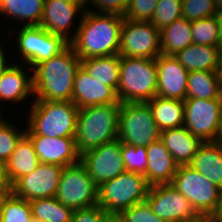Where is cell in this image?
Segmentation results:
<instances>
[{
	"mask_svg": "<svg viewBox=\"0 0 222 222\" xmlns=\"http://www.w3.org/2000/svg\"><path fill=\"white\" fill-rule=\"evenodd\" d=\"M90 9L80 15L74 39L69 44L81 60L118 54L123 15Z\"/></svg>",
	"mask_w": 222,
	"mask_h": 222,
	"instance_id": "1",
	"label": "cell"
},
{
	"mask_svg": "<svg viewBox=\"0 0 222 222\" xmlns=\"http://www.w3.org/2000/svg\"><path fill=\"white\" fill-rule=\"evenodd\" d=\"M81 65L69 44L59 54L32 69L34 100L72 101L74 77Z\"/></svg>",
	"mask_w": 222,
	"mask_h": 222,
	"instance_id": "2",
	"label": "cell"
},
{
	"mask_svg": "<svg viewBox=\"0 0 222 222\" xmlns=\"http://www.w3.org/2000/svg\"><path fill=\"white\" fill-rule=\"evenodd\" d=\"M120 106L92 105L78 110L75 143L80 156L118 138Z\"/></svg>",
	"mask_w": 222,
	"mask_h": 222,
	"instance_id": "3",
	"label": "cell"
},
{
	"mask_svg": "<svg viewBox=\"0 0 222 222\" xmlns=\"http://www.w3.org/2000/svg\"><path fill=\"white\" fill-rule=\"evenodd\" d=\"M26 133L46 137H75L79 108L72 101L33 100Z\"/></svg>",
	"mask_w": 222,
	"mask_h": 222,
	"instance_id": "4",
	"label": "cell"
},
{
	"mask_svg": "<svg viewBox=\"0 0 222 222\" xmlns=\"http://www.w3.org/2000/svg\"><path fill=\"white\" fill-rule=\"evenodd\" d=\"M155 59L121 57L117 96L121 103L148 102L157 92Z\"/></svg>",
	"mask_w": 222,
	"mask_h": 222,
	"instance_id": "5",
	"label": "cell"
},
{
	"mask_svg": "<svg viewBox=\"0 0 222 222\" xmlns=\"http://www.w3.org/2000/svg\"><path fill=\"white\" fill-rule=\"evenodd\" d=\"M171 185L191 203L199 216H218L222 206V189L203 174L189 165H181Z\"/></svg>",
	"mask_w": 222,
	"mask_h": 222,
	"instance_id": "6",
	"label": "cell"
},
{
	"mask_svg": "<svg viewBox=\"0 0 222 222\" xmlns=\"http://www.w3.org/2000/svg\"><path fill=\"white\" fill-rule=\"evenodd\" d=\"M149 185L143 174L125 171L98 186L97 204L106 213H119L145 201Z\"/></svg>",
	"mask_w": 222,
	"mask_h": 222,
	"instance_id": "7",
	"label": "cell"
},
{
	"mask_svg": "<svg viewBox=\"0 0 222 222\" xmlns=\"http://www.w3.org/2000/svg\"><path fill=\"white\" fill-rule=\"evenodd\" d=\"M118 139L122 144L144 147L160 139V131L147 102L121 103Z\"/></svg>",
	"mask_w": 222,
	"mask_h": 222,
	"instance_id": "8",
	"label": "cell"
},
{
	"mask_svg": "<svg viewBox=\"0 0 222 222\" xmlns=\"http://www.w3.org/2000/svg\"><path fill=\"white\" fill-rule=\"evenodd\" d=\"M16 51L18 62H25L28 70H32L39 63L49 60L59 54L68 45L63 37L54 35L40 26H19L17 32ZM31 69H30V68Z\"/></svg>",
	"mask_w": 222,
	"mask_h": 222,
	"instance_id": "9",
	"label": "cell"
},
{
	"mask_svg": "<svg viewBox=\"0 0 222 222\" xmlns=\"http://www.w3.org/2000/svg\"><path fill=\"white\" fill-rule=\"evenodd\" d=\"M98 187L79 161L63 168L55 198L63 205L83 209L97 205Z\"/></svg>",
	"mask_w": 222,
	"mask_h": 222,
	"instance_id": "10",
	"label": "cell"
},
{
	"mask_svg": "<svg viewBox=\"0 0 222 222\" xmlns=\"http://www.w3.org/2000/svg\"><path fill=\"white\" fill-rule=\"evenodd\" d=\"M221 123L222 99L184 100V126L202 142H214Z\"/></svg>",
	"mask_w": 222,
	"mask_h": 222,
	"instance_id": "11",
	"label": "cell"
},
{
	"mask_svg": "<svg viewBox=\"0 0 222 222\" xmlns=\"http://www.w3.org/2000/svg\"><path fill=\"white\" fill-rule=\"evenodd\" d=\"M160 30L150 21L124 19L121 27L120 57L156 59L160 54Z\"/></svg>",
	"mask_w": 222,
	"mask_h": 222,
	"instance_id": "12",
	"label": "cell"
},
{
	"mask_svg": "<svg viewBox=\"0 0 222 222\" xmlns=\"http://www.w3.org/2000/svg\"><path fill=\"white\" fill-rule=\"evenodd\" d=\"M80 161L97 187L126 171L118 138L85 152Z\"/></svg>",
	"mask_w": 222,
	"mask_h": 222,
	"instance_id": "13",
	"label": "cell"
},
{
	"mask_svg": "<svg viewBox=\"0 0 222 222\" xmlns=\"http://www.w3.org/2000/svg\"><path fill=\"white\" fill-rule=\"evenodd\" d=\"M146 200L153 212L165 222H184L199 215L191 203L171 184L150 186Z\"/></svg>",
	"mask_w": 222,
	"mask_h": 222,
	"instance_id": "14",
	"label": "cell"
},
{
	"mask_svg": "<svg viewBox=\"0 0 222 222\" xmlns=\"http://www.w3.org/2000/svg\"><path fill=\"white\" fill-rule=\"evenodd\" d=\"M63 168L55 164L40 163L32 173L20 177L11 186V192L27 201L55 197Z\"/></svg>",
	"mask_w": 222,
	"mask_h": 222,
	"instance_id": "15",
	"label": "cell"
},
{
	"mask_svg": "<svg viewBox=\"0 0 222 222\" xmlns=\"http://www.w3.org/2000/svg\"><path fill=\"white\" fill-rule=\"evenodd\" d=\"M83 0H45L44 10L38 26L48 32L63 37L67 42L74 39L71 31L73 20L76 15L84 13ZM70 32L72 34H70Z\"/></svg>",
	"mask_w": 222,
	"mask_h": 222,
	"instance_id": "16",
	"label": "cell"
},
{
	"mask_svg": "<svg viewBox=\"0 0 222 222\" xmlns=\"http://www.w3.org/2000/svg\"><path fill=\"white\" fill-rule=\"evenodd\" d=\"M158 82L156 95L162 98L184 101L188 74L174 55L160 54L156 59Z\"/></svg>",
	"mask_w": 222,
	"mask_h": 222,
	"instance_id": "17",
	"label": "cell"
},
{
	"mask_svg": "<svg viewBox=\"0 0 222 222\" xmlns=\"http://www.w3.org/2000/svg\"><path fill=\"white\" fill-rule=\"evenodd\" d=\"M26 135L31 139L41 163L66 167L80 161L75 137L54 138L36 135L35 133H26Z\"/></svg>",
	"mask_w": 222,
	"mask_h": 222,
	"instance_id": "18",
	"label": "cell"
},
{
	"mask_svg": "<svg viewBox=\"0 0 222 222\" xmlns=\"http://www.w3.org/2000/svg\"><path fill=\"white\" fill-rule=\"evenodd\" d=\"M72 102L79 109L92 105L121 104L112 87L92 78L81 65L74 77Z\"/></svg>",
	"mask_w": 222,
	"mask_h": 222,
	"instance_id": "19",
	"label": "cell"
},
{
	"mask_svg": "<svg viewBox=\"0 0 222 222\" xmlns=\"http://www.w3.org/2000/svg\"><path fill=\"white\" fill-rule=\"evenodd\" d=\"M147 166L143 174L149 186L171 184L179 165L158 139L146 147Z\"/></svg>",
	"mask_w": 222,
	"mask_h": 222,
	"instance_id": "20",
	"label": "cell"
},
{
	"mask_svg": "<svg viewBox=\"0 0 222 222\" xmlns=\"http://www.w3.org/2000/svg\"><path fill=\"white\" fill-rule=\"evenodd\" d=\"M26 65H20V63L13 62L4 71L0 78V102L14 103L17 105L21 101H24L30 95H34L33 92V79L32 70L25 72ZM24 68V69H23ZM28 96V97H27Z\"/></svg>",
	"mask_w": 222,
	"mask_h": 222,
	"instance_id": "21",
	"label": "cell"
},
{
	"mask_svg": "<svg viewBox=\"0 0 222 222\" xmlns=\"http://www.w3.org/2000/svg\"><path fill=\"white\" fill-rule=\"evenodd\" d=\"M160 139L179 166L189 165L203 144L185 126L161 131Z\"/></svg>",
	"mask_w": 222,
	"mask_h": 222,
	"instance_id": "22",
	"label": "cell"
},
{
	"mask_svg": "<svg viewBox=\"0 0 222 222\" xmlns=\"http://www.w3.org/2000/svg\"><path fill=\"white\" fill-rule=\"evenodd\" d=\"M40 163L31 139L25 134L5 163L6 175L11 186L20 177L32 173Z\"/></svg>",
	"mask_w": 222,
	"mask_h": 222,
	"instance_id": "23",
	"label": "cell"
},
{
	"mask_svg": "<svg viewBox=\"0 0 222 222\" xmlns=\"http://www.w3.org/2000/svg\"><path fill=\"white\" fill-rule=\"evenodd\" d=\"M189 166L222 189V150L215 142H203Z\"/></svg>",
	"mask_w": 222,
	"mask_h": 222,
	"instance_id": "24",
	"label": "cell"
},
{
	"mask_svg": "<svg viewBox=\"0 0 222 222\" xmlns=\"http://www.w3.org/2000/svg\"><path fill=\"white\" fill-rule=\"evenodd\" d=\"M147 103L160 132L184 126V101L156 95Z\"/></svg>",
	"mask_w": 222,
	"mask_h": 222,
	"instance_id": "25",
	"label": "cell"
},
{
	"mask_svg": "<svg viewBox=\"0 0 222 222\" xmlns=\"http://www.w3.org/2000/svg\"><path fill=\"white\" fill-rule=\"evenodd\" d=\"M175 57L188 71H216L219 63L218 47L190 44Z\"/></svg>",
	"mask_w": 222,
	"mask_h": 222,
	"instance_id": "26",
	"label": "cell"
},
{
	"mask_svg": "<svg viewBox=\"0 0 222 222\" xmlns=\"http://www.w3.org/2000/svg\"><path fill=\"white\" fill-rule=\"evenodd\" d=\"M45 0H0V15L22 23V26H38ZM24 23H23V22Z\"/></svg>",
	"mask_w": 222,
	"mask_h": 222,
	"instance_id": "27",
	"label": "cell"
},
{
	"mask_svg": "<svg viewBox=\"0 0 222 222\" xmlns=\"http://www.w3.org/2000/svg\"><path fill=\"white\" fill-rule=\"evenodd\" d=\"M160 50L164 55H176L190 44H193L191 21L185 18L174 20L160 30Z\"/></svg>",
	"mask_w": 222,
	"mask_h": 222,
	"instance_id": "28",
	"label": "cell"
},
{
	"mask_svg": "<svg viewBox=\"0 0 222 222\" xmlns=\"http://www.w3.org/2000/svg\"><path fill=\"white\" fill-rule=\"evenodd\" d=\"M120 63L119 54L81 60V66L92 78L112 87L116 92L120 76Z\"/></svg>",
	"mask_w": 222,
	"mask_h": 222,
	"instance_id": "29",
	"label": "cell"
},
{
	"mask_svg": "<svg viewBox=\"0 0 222 222\" xmlns=\"http://www.w3.org/2000/svg\"><path fill=\"white\" fill-rule=\"evenodd\" d=\"M186 98L222 99L216 71L189 72Z\"/></svg>",
	"mask_w": 222,
	"mask_h": 222,
	"instance_id": "30",
	"label": "cell"
},
{
	"mask_svg": "<svg viewBox=\"0 0 222 222\" xmlns=\"http://www.w3.org/2000/svg\"><path fill=\"white\" fill-rule=\"evenodd\" d=\"M32 217L40 222H71L73 209L61 204L55 197L29 201Z\"/></svg>",
	"mask_w": 222,
	"mask_h": 222,
	"instance_id": "31",
	"label": "cell"
},
{
	"mask_svg": "<svg viewBox=\"0 0 222 222\" xmlns=\"http://www.w3.org/2000/svg\"><path fill=\"white\" fill-rule=\"evenodd\" d=\"M193 43L216 46L222 41L219 18L216 15L191 21Z\"/></svg>",
	"mask_w": 222,
	"mask_h": 222,
	"instance_id": "32",
	"label": "cell"
},
{
	"mask_svg": "<svg viewBox=\"0 0 222 222\" xmlns=\"http://www.w3.org/2000/svg\"><path fill=\"white\" fill-rule=\"evenodd\" d=\"M32 219L29 201L16 197L12 192L3 198L0 222H30Z\"/></svg>",
	"mask_w": 222,
	"mask_h": 222,
	"instance_id": "33",
	"label": "cell"
},
{
	"mask_svg": "<svg viewBox=\"0 0 222 222\" xmlns=\"http://www.w3.org/2000/svg\"><path fill=\"white\" fill-rule=\"evenodd\" d=\"M11 123L13 122H7L5 117L2 118L0 115V160L4 163L8 161L19 140L26 134V128L20 131Z\"/></svg>",
	"mask_w": 222,
	"mask_h": 222,
	"instance_id": "34",
	"label": "cell"
},
{
	"mask_svg": "<svg viewBox=\"0 0 222 222\" xmlns=\"http://www.w3.org/2000/svg\"><path fill=\"white\" fill-rule=\"evenodd\" d=\"M182 0H159L150 22L158 29L182 17Z\"/></svg>",
	"mask_w": 222,
	"mask_h": 222,
	"instance_id": "35",
	"label": "cell"
},
{
	"mask_svg": "<svg viewBox=\"0 0 222 222\" xmlns=\"http://www.w3.org/2000/svg\"><path fill=\"white\" fill-rule=\"evenodd\" d=\"M182 18L194 21L217 14L214 0H182Z\"/></svg>",
	"mask_w": 222,
	"mask_h": 222,
	"instance_id": "36",
	"label": "cell"
},
{
	"mask_svg": "<svg viewBox=\"0 0 222 222\" xmlns=\"http://www.w3.org/2000/svg\"><path fill=\"white\" fill-rule=\"evenodd\" d=\"M122 158L126 171L145 173L148 162L146 147L122 144Z\"/></svg>",
	"mask_w": 222,
	"mask_h": 222,
	"instance_id": "37",
	"label": "cell"
},
{
	"mask_svg": "<svg viewBox=\"0 0 222 222\" xmlns=\"http://www.w3.org/2000/svg\"><path fill=\"white\" fill-rule=\"evenodd\" d=\"M159 0H129L124 19L131 21H150Z\"/></svg>",
	"mask_w": 222,
	"mask_h": 222,
	"instance_id": "38",
	"label": "cell"
},
{
	"mask_svg": "<svg viewBox=\"0 0 222 222\" xmlns=\"http://www.w3.org/2000/svg\"><path fill=\"white\" fill-rule=\"evenodd\" d=\"M121 214L127 222H165L153 212L147 200L136 203Z\"/></svg>",
	"mask_w": 222,
	"mask_h": 222,
	"instance_id": "39",
	"label": "cell"
},
{
	"mask_svg": "<svg viewBox=\"0 0 222 222\" xmlns=\"http://www.w3.org/2000/svg\"><path fill=\"white\" fill-rule=\"evenodd\" d=\"M83 1L85 9H87L88 6L90 7V5L96 8V10L95 9L91 10L93 12L97 11L100 13H116L124 15L129 0H83Z\"/></svg>",
	"mask_w": 222,
	"mask_h": 222,
	"instance_id": "40",
	"label": "cell"
},
{
	"mask_svg": "<svg viewBox=\"0 0 222 222\" xmlns=\"http://www.w3.org/2000/svg\"><path fill=\"white\" fill-rule=\"evenodd\" d=\"M106 212L97 204L73 211L71 222H104Z\"/></svg>",
	"mask_w": 222,
	"mask_h": 222,
	"instance_id": "41",
	"label": "cell"
},
{
	"mask_svg": "<svg viewBox=\"0 0 222 222\" xmlns=\"http://www.w3.org/2000/svg\"><path fill=\"white\" fill-rule=\"evenodd\" d=\"M11 184L6 175V165L0 160V194H10Z\"/></svg>",
	"mask_w": 222,
	"mask_h": 222,
	"instance_id": "42",
	"label": "cell"
},
{
	"mask_svg": "<svg viewBox=\"0 0 222 222\" xmlns=\"http://www.w3.org/2000/svg\"><path fill=\"white\" fill-rule=\"evenodd\" d=\"M2 45L0 44V78L4 71L10 66L11 63L8 65V57H6V51L4 53V47H1ZM7 58V59H6Z\"/></svg>",
	"mask_w": 222,
	"mask_h": 222,
	"instance_id": "43",
	"label": "cell"
},
{
	"mask_svg": "<svg viewBox=\"0 0 222 222\" xmlns=\"http://www.w3.org/2000/svg\"><path fill=\"white\" fill-rule=\"evenodd\" d=\"M104 222H127V220L122 214L106 213Z\"/></svg>",
	"mask_w": 222,
	"mask_h": 222,
	"instance_id": "44",
	"label": "cell"
},
{
	"mask_svg": "<svg viewBox=\"0 0 222 222\" xmlns=\"http://www.w3.org/2000/svg\"><path fill=\"white\" fill-rule=\"evenodd\" d=\"M184 222H216V218L211 216H198L194 220L184 221Z\"/></svg>",
	"mask_w": 222,
	"mask_h": 222,
	"instance_id": "45",
	"label": "cell"
},
{
	"mask_svg": "<svg viewBox=\"0 0 222 222\" xmlns=\"http://www.w3.org/2000/svg\"><path fill=\"white\" fill-rule=\"evenodd\" d=\"M216 76H217L219 88H220L221 93H222V62L218 63V66L216 68Z\"/></svg>",
	"mask_w": 222,
	"mask_h": 222,
	"instance_id": "46",
	"label": "cell"
},
{
	"mask_svg": "<svg viewBox=\"0 0 222 222\" xmlns=\"http://www.w3.org/2000/svg\"><path fill=\"white\" fill-rule=\"evenodd\" d=\"M222 150V123H221V126L219 127V131H218V134H217V137L214 141Z\"/></svg>",
	"mask_w": 222,
	"mask_h": 222,
	"instance_id": "47",
	"label": "cell"
},
{
	"mask_svg": "<svg viewBox=\"0 0 222 222\" xmlns=\"http://www.w3.org/2000/svg\"><path fill=\"white\" fill-rule=\"evenodd\" d=\"M217 14L222 12V0H214Z\"/></svg>",
	"mask_w": 222,
	"mask_h": 222,
	"instance_id": "48",
	"label": "cell"
},
{
	"mask_svg": "<svg viewBox=\"0 0 222 222\" xmlns=\"http://www.w3.org/2000/svg\"><path fill=\"white\" fill-rule=\"evenodd\" d=\"M218 59L222 62V41L218 44Z\"/></svg>",
	"mask_w": 222,
	"mask_h": 222,
	"instance_id": "49",
	"label": "cell"
},
{
	"mask_svg": "<svg viewBox=\"0 0 222 222\" xmlns=\"http://www.w3.org/2000/svg\"><path fill=\"white\" fill-rule=\"evenodd\" d=\"M219 18V25H220V30H221V40H222V12L217 14Z\"/></svg>",
	"mask_w": 222,
	"mask_h": 222,
	"instance_id": "50",
	"label": "cell"
},
{
	"mask_svg": "<svg viewBox=\"0 0 222 222\" xmlns=\"http://www.w3.org/2000/svg\"><path fill=\"white\" fill-rule=\"evenodd\" d=\"M216 222H222V206H221L218 216L216 217Z\"/></svg>",
	"mask_w": 222,
	"mask_h": 222,
	"instance_id": "51",
	"label": "cell"
},
{
	"mask_svg": "<svg viewBox=\"0 0 222 222\" xmlns=\"http://www.w3.org/2000/svg\"><path fill=\"white\" fill-rule=\"evenodd\" d=\"M6 195H8V194H0V208H1V202Z\"/></svg>",
	"mask_w": 222,
	"mask_h": 222,
	"instance_id": "52",
	"label": "cell"
},
{
	"mask_svg": "<svg viewBox=\"0 0 222 222\" xmlns=\"http://www.w3.org/2000/svg\"><path fill=\"white\" fill-rule=\"evenodd\" d=\"M30 222H40V221L32 219Z\"/></svg>",
	"mask_w": 222,
	"mask_h": 222,
	"instance_id": "53",
	"label": "cell"
}]
</instances>
